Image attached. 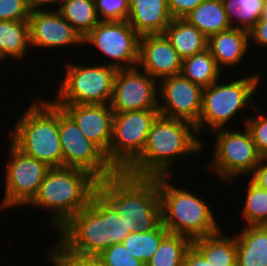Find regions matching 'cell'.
Returning <instances> with one entry per match:
<instances>
[{"label": "cell", "mask_w": 267, "mask_h": 266, "mask_svg": "<svg viewBox=\"0 0 267 266\" xmlns=\"http://www.w3.org/2000/svg\"><path fill=\"white\" fill-rule=\"evenodd\" d=\"M57 244L73 256H98L131 231L116 210L96 192L87 207L58 230Z\"/></svg>", "instance_id": "cell-1"}, {"label": "cell", "mask_w": 267, "mask_h": 266, "mask_svg": "<svg viewBox=\"0 0 267 266\" xmlns=\"http://www.w3.org/2000/svg\"><path fill=\"white\" fill-rule=\"evenodd\" d=\"M193 123L159 115L154 121L142 153L124 170L137 177H172V167L182 156L204 149ZM179 157V158H178Z\"/></svg>", "instance_id": "cell-2"}, {"label": "cell", "mask_w": 267, "mask_h": 266, "mask_svg": "<svg viewBox=\"0 0 267 266\" xmlns=\"http://www.w3.org/2000/svg\"><path fill=\"white\" fill-rule=\"evenodd\" d=\"M97 192L132 232H148L162 223L159 177H137L124 171L98 181Z\"/></svg>", "instance_id": "cell-3"}, {"label": "cell", "mask_w": 267, "mask_h": 266, "mask_svg": "<svg viewBox=\"0 0 267 266\" xmlns=\"http://www.w3.org/2000/svg\"><path fill=\"white\" fill-rule=\"evenodd\" d=\"M98 180L89 172L70 167L50 168L28 206L47 209L49 227L59 230L71 217L87 207L97 192Z\"/></svg>", "instance_id": "cell-4"}, {"label": "cell", "mask_w": 267, "mask_h": 266, "mask_svg": "<svg viewBox=\"0 0 267 266\" xmlns=\"http://www.w3.org/2000/svg\"><path fill=\"white\" fill-rule=\"evenodd\" d=\"M37 99L17 118L9 141L50 168L63 167L59 107L42 97Z\"/></svg>", "instance_id": "cell-5"}, {"label": "cell", "mask_w": 267, "mask_h": 266, "mask_svg": "<svg viewBox=\"0 0 267 266\" xmlns=\"http://www.w3.org/2000/svg\"><path fill=\"white\" fill-rule=\"evenodd\" d=\"M170 178L159 177L162 224L168 232L193 241L220 231L209 205L190 190L174 187Z\"/></svg>", "instance_id": "cell-6"}, {"label": "cell", "mask_w": 267, "mask_h": 266, "mask_svg": "<svg viewBox=\"0 0 267 266\" xmlns=\"http://www.w3.org/2000/svg\"><path fill=\"white\" fill-rule=\"evenodd\" d=\"M259 83H261V77L255 73L244 78H235L225 84H220L217 80L209 87L203 88L202 109L199 122L195 125L198 135L201 133V128L206 125L211 132L225 128L224 124L236 118L237 112L239 114L241 109L244 111V108L250 107L257 112H263L252 103Z\"/></svg>", "instance_id": "cell-7"}, {"label": "cell", "mask_w": 267, "mask_h": 266, "mask_svg": "<svg viewBox=\"0 0 267 266\" xmlns=\"http://www.w3.org/2000/svg\"><path fill=\"white\" fill-rule=\"evenodd\" d=\"M65 67V76L51 100L55 105L110 104L116 68L108 64L78 65L69 61Z\"/></svg>", "instance_id": "cell-8"}, {"label": "cell", "mask_w": 267, "mask_h": 266, "mask_svg": "<svg viewBox=\"0 0 267 266\" xmlns=\"http://www.w3.org/2000/svg\"><path fill=\"white\" fill-rule=\"evenodd\" d=\"M243 130L212 131L216 143L208 167L224 182L250 175L262 157L248 128L245 126Z\"/></svg>", "instance_id": "cell-9"}, {"label": "cell", "mask_w": 267, "mask_h": 266, "mask_svg": "<svg viewBox=\"0 0 267 266\" xmlns=\"http://www.w3.org/2000/svg\"><path fill=\"white\" fill-rule=\"evenodd\" d=\"M159 115L158 109L114 113L109 162L117 171H124L142 153Z\"/></svg>", "instance_id": "cell-10"}, {"label": "cell", "mask_w": 267, "mask_h": 266, "mask_svg": "<svg viewBox=\"0 0 267 266\" xmlns=\"http://www.w3.org/2000/svg\"><path fill=\"white\" fill-rule=\"evenodd\" d=\"M59 138L63 152V167L85 170L98 181L117 172L106 154L85 137L75 121L60 107Z\"/></svg>", "instance_id": "cell-11"}, {"label": "cell", "mask_w": 267, "mask_h": 266, "mask_svg": "<svg viewBox=\"0 0 267 266\" xmlns=\"http://www.w3.org/2000/svg\"><path fill=\"white\" fill-rule=\"evenodd\" d=\"M139 39L127 20L100 21L83 38V45L92 44L105 57L112 58L109 66L128 69L138 66Z\"/></svg>", "instance_id": "cell-12"}, {"label": "cell", "mask_w": 267, "mask_h": 266, "mask_svg": "<svg viewBox=\"0 0 267 266\" xmlns=\"http://www.w3.org/2000/svg\"><path fill=\"white\" fill-rule=\"evenodd\" d=\"M9 145V160L5 167L6 187L0 204L1 209L27 206L37 194L50 169L43 162L21 152L11 142Z\"/></svg>", "instance_id": "cell-13"}, {"label": "cell", "mask_w": 267, "mask_h": 266, "mask_svg": "<svg viewBox=\"0 0 267 266\" xmlns=\"http://www.w3.org/2000/svg\"><path fill=\"white\" fill-rule=\"evenodd\" d=\"M158 82L137 67L118 69L110 107L114 113L158 109Z\"/></svg>", "instance_id": "cell-14"}, {"label": "cell", "mask_w": 267, "mask_h": 266, "mask_svg": "<svg viewBox=\"0 0 267 266\" xmlns=\"http://www.w3.org/2000/svg\"><path fill=\"white\" fill-rule=\"evenodd\" d=\"M202 94L201 86L181 74L164 78L158 82L160 115L186 120L196 125L202 109Z\"/></svg>", "instance_id": "cell-15"}, {"label": "cell", "mask_w": 267, "mask_h": 266, "mask_svg": "<svg viewBox=\"0 0 267 266\" xmlns=\"http://www.w3.org/2000/svg\"><path fill=\"white\" fill-rule=\"evenodd\" d=\"M28 25L30 46L33 48H64L83 44L81 36L55 9L31 12Z\"/></svg>", "instance_id": "cell-16"}, {"label": "cell", "mask_w": 267, "mask_h": 266, "mask_svg": "<svg viewBox=\"0 0 267 266\" xmlns=\"http://www.w3.org/2000/svg\"><path fill=\"white\" fill-rule=\"evenodd\" d=\"M183 59L165 34H146L139 39L138 66L157 82L180 74Z\"/></svg>", "instance_id": "cell-17"}, {"label": "cell", "mask_w": 267, "mask_h": 266, "mask_svg": "<svg viewBox=\"0 0 267 266\" xmlns=\"http://www.w3.org/2000/svg\"><path fill=\"white\" fill-rule=\"evenodd\" d=\"M77 124L80 131L96 144L109 161L114 112L110 104L56 105Z\"/></svg>", "instance_id": "cell-18"}, {"label": "cell", "mask_w": 267, "mask_h": 266, "mask_svg": "<svg viewBox=\"0 0 267 266\" xmlns=\"http://www.w3.org/2000/svg\"><path fill=\"white\" fill-rule=\"evenodd\" d=\"M172 19L167 0H129L127 22L140 36L164 34Z\"/></svg>", "instance_id": "cell-19"}, {"label": "cell", "mask_w": 267, "mask_h": 266, "mask_svg": "<svg viewBox=\"0 0 267 266\" xmlns=\"http://www.w3.org/2000/svg\"><path fill=\"white\" fill-rule=\"evenodd\" d=\"M249 42V31L232 27L210 36L208 49L222 70L226 66L234 67L242 62L248 52Z\"/></svg>", "instance_id": "cell-20"}, {"label": "cell", "mask_w": 267, "mask_h": 266, "mask_svg": "<svg viewBox=\"0 0 267 266\" xmlns=\"http://www.w3.org/2000/svg\"><path fill=\"white\" fill-rule=\"evenodd\" d=\"M235 238L237 266H267V225L244 226Z\"/></svg>", "instance_id": "cell-21"}, {"label": "cell", "mask_w": 267, "mask_h": 266, "mask_svg": "<svg viewBox=\"0 0 267 266\" xmlns=\"http://www.w3.org/2000/svg\"><path fill=\"white\" fill-rule=\"evenodd\" d=\"M164 34L182 59L208 48V38L185 19H172Z\"/></svg>", "instance_id": "cell-22"}, {"label": "cell", "mask_w": 267, "mask_h": 266, "mask_svg": "<svg viewBox=\"0 0 267 266\" xmlns=\"http://www.w3.org/2000/svg\"><path fill=\"white\" fill-rule=\"evenodd\" d=\"M183 19L195 26L207 38L232 28L222 0H205Z\"/></svg>", "instance_id": "cell-23"}, {"label": "cell", "mask_w": 267, "mask_h": 266, "mask_svg": "<svg viewBox=\"0 0 267 266\" xmlns=\"http://www.w3.org/2000/svg\"><path fill=\"white\" fill-rule=\"evenodd\" d=\"M192 245L211 264L236 265V238L235 236L223 235L222 230L215 234L195 239L192 241Z\"/></svg>", "instance_id": "cell-24"}, {"label": "cell", "mask_w": 267, "mask_h": 266, "mask_svg": "<svg viewBox=\"0 0 267 266\" xmlns=\"http://www.w3.org/2000/svg\"><path fill=\"white\" fill-rule=\"evenodd\" d=\"M28 20L6 21L0 20V54L5 60L8 57L23 59L29 52Z\"/></svg>", "instance_id": "cell-25"}, {"label": "cell", "mask_w": 267, "mask_h": 266, "mask_svg": "<svg viewBox=\"0 0 267 266\" xmlns=\"http://www.w3.org/2000/svg\"><path fill=\"white\" fill-rule=\"evenodd\" d=\"M221 72L222 70L207 48L203 52L183 59L180 74L194 84L206 88L221 79Z\"/></svg>", "instance_id": "cell-26"}, {"label": "cell", "mask_w": 267, "mask_h": 266, "mask_svg": "<svg viewBox=\"0 0 267 266\" xmlns=\"http://www.w3.org/2000/svg\"><path fill=\"white\" fill-rule=\"evenodd\" d=\"M57 11L82 39L101 21L95 0H64Z\"/></svg>", "instance_id": "cell-27"}, {"label": "cell", "mask_w": 267, "mask_h": 266, "mask_svg": "<svg viewBox=\"0 0 267 266\" xmlns=\"http://www.w3.org/2000/svg\"><path fill=\"white\" fill-rule=\"evenodd\" d=\"M191 246L189 238L168 232L145 266H182Z\"/></svg>", "instance_id": "cell-28"}, {"label": "cell", "mask_w": 267, "mask_h": 266, "mask_svg": "<svg viewBox=\"0 0 267 266\" xmlns=\"http://www.w3.org/2000/svg\"><path fill=\"white\" fill-rule=\"evenodd\" d=\"M222 2L231 26L249 31L259 21L265 0H222Z\"/></svg>", "instance_id": "cell-29"}, {"label": "cell", "mask_w": 267, "mask_h": 266, "mask_svg": "<svg viewBox=\"0 0 267 266\" xmlns=\"http://www.w3.org/2000/svg\"><path fill=\"white\" fill-rule=\"evenodd\" d=\"M167 233L168 230L161 223L152 231L132 232L121 243L130 252V255L146 264Z\"/></svg>", "instance_id": "cell-30"}, {"label": "cell", "mask_w": 267, "mask_h": 266, "mask_svg": "<svg viewBox=\"0 0 267 266\" xmlns=\"http://www.w3.org/2000/svg\"><path fill=\"white\" fill-rule=\"evenodd\" d=\"M246 200L241 212L245 226L267 225V191L251 179L248 182Z\"/></svg>", "instance_id": "cell-31"}, {"label": "cell", "mask_w": 267, "mask_h": 266, "mask_svg": "<svg viewBox=\"0 0 267 266\" xmlns=\"http://www.w3.org/2000/svg\"><path fill=\"white\" fill-rule=\"evenodd\" d=\"M50 250L46 257L54 266H106L98 256H73L57 243Z\"/></svg>", "instance_id": "cell-32"}, {"label": "cell", "mask_w": 267, "mask_h": 266, "mask_svg": "<svg viewBox=\"0 0 267 266\" xmlns=\"http://www.w3.org/2000/svg\"><path fill=\"white\" fill-rule=\"evenodd\" d=\"M106 266H145V264L130 255L122 243L114 244L98 255Z\"/></svg>", "instance_id": "cell-33"}, {"label": "cell", "mask_w": 267, "mask_h": 266, "mask_svg": "<svg viewBox=\"0 0 267 266\" xmlns=\"http://www.w3.org/2000/svg\"><path fill=\"white\" fill-rule=\"evenodd\" d=\"M95 6L101 21L128 19L129 0H95Z\"/></svg>", "instance_id": "cell-34"}, {"label": "cell", "mask_w": 267, "mask_h": 266, "mask_svg": "<svg viewBox=\"0 0 267 266\" xmlns=\"http://www.w3.org/2000/svg\"><path fill=\"white\" fill-rule=\"evenodd\" d=\"M244 125L250 131L253 142L262 157H267V115L263 113L243 119Z\"/></svg>", "instance_id": "cell-35"}, {"label": "cell", "mask_w": 267, "mask_h": 266, "mask_svg": "<svg viewBox=\"0 0 267 266\" xmlns=\"http://www.w3.org/2000/svg\"><path fill=\"white\" fill-rule=\"evenodd\" d=\"M30 14L27 0H0V20H28Z\"/></svg>", "instance_id": "cell-36"}, {"label": "cell", "mask_w": 267, "mask_h": 266, "mask_svg": "<svg viewBox=\"0 0 267 266\" xmlns=\"http://www.w3.org/2000/svg\"><path fill=\"white\" fill-rule=\"evenodd\" d=\"M203 1L205 0H167V5L173 19H183Z\"/></svg>", "instance_id": "cell-37"}, {"label": "cell", "mask_w": 267, "mask_h": 266, "mask_svg": "<svg viewBox=\"0 0 267 266\" xmlns=\"http://www.w3.org/2000/svg\"><path fill=\"white\" fill-rule=\"evenodd\" d=\"M249 42L258 44L262 47H267V20H259L250 30H249Z\"/></svg>", "instance_id": "cell-38"}, {"label": "cell", "mask_w": 267, "mask_h": 266, "mask_svg": "<svg viewBox=\"0 0 267 266\" xmlns=\"http://www.w3.org/2000/svg\"><path fill=\"white\" fill-rule=\"evenodd\" d=\"M251 180L267 191V157H261L254 171L250 174Z\"/></svg>", "instance_id": "cell-39"}, {"label": "cell", "mask_w": 267, "mask_h": 266, "mask_svg": "<svg viewBox=\"0 0 267 266\" xmlns=\"http://www.w3.org/2000/svg\"><path fill=\"white\" fill-rule=\"evenodd\" d=\"M182 266H212V264L192 245L186 253Z\"/></svg>", "instance_id": "cell-40"}, {"label": "cell", "mask_w": 267, "mask_h": 266, "mask_svg": "<svg viewBox=\"0 0 267 266\" xmlns=\"http://www.w3.org/2000/svg\"><path fill=\"white\" fill-rule=\"evenodd\" d=\"M64 0H27V4L31 12L44 11L47 4L52 6L53 4L60 6Z\"/></svg>", "instance_id": "cell-41"}, {"label": "cell", "mask_w": 267, "mask_h": 266, "mask_svg": "<svg viewBox=\"0 0 267 266\" xmlns=\"http://www.w3.org/2000/svg\"><path fill=\"white\" fill-rule=\"evenodd\" d=\"M259 20H267V0H265L264 8L262 10V14Z\"/></svg>", "instance_id": "cell-42"}, {"label": "cell", "mask_w": 267, "mask_h": 266, "mask_svg": "<svg viewBox=\"0 0 267 266\" xmlns=\"http://www.w3.org/2000/svg\"><path fill=\"white\" fill-rule=\"evenodd\" d=\"M212 266H237V265H215V264H212Z\"/></svg>", "instance_id": "cell-43"}, {"label": "cell", "mask_w": 267, "mask_h": 266, "mask_svg": "<svg viewBox=\"0 0 267 266\" xmlns=\"http://www.w3.org/2000/svg\"><path fill=\"white\" fill-rule=\"evenodd\" d=\"M2 60L5 61V60L2 58L1 54H0V62H2Z\"/></svg>", "instance_id": "cell-44"}]
</instances>
